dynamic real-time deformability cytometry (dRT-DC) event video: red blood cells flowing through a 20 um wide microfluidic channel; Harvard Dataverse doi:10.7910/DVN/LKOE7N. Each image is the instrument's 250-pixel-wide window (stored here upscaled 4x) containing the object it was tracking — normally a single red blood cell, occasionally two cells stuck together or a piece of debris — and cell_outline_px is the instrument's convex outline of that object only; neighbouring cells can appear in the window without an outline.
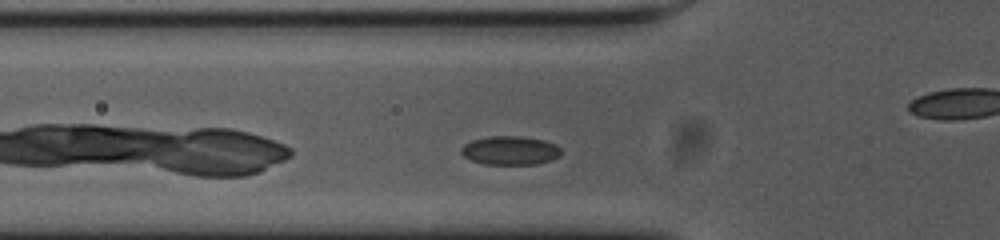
{"species": "common noctule bat (a hibernating species)", "species_latin": "Nyctalus noctula", "temperature_condition": "cold", "stored_images_in_passage": 32, "camera_frame_rate_fps": 3000, "um_per_image_px": 0.085, "animal": {"sex": "female", "body_mass_g": 23.0, "forearm_length_mm": 53.4}, "frame": {"image": 1, "passage_image": 4, "time_ms": 1.0, "image_size_px": [1000, 240], "cell_outline_px": [[560, 156], [552, 160], [536, 164], [484, 164], [472, 160], [464, 156], [460, 152], [460, 148], [464, 144], [472, 140], [488, 136], [520, 136], [544, 140], [556, 144], [560, 148]], "centroid_in_image_um": [43.36, 12.78], "position_along_channel_um": 82.4, "area_um2": 16.82}}
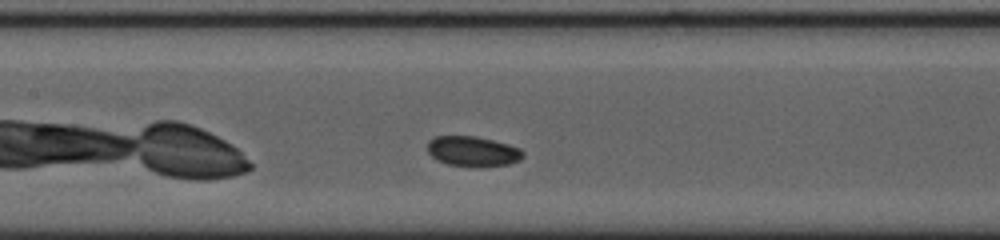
{"frame": {"image": 2, "passage_image": 11, "time_ms": 3.333, "image_size_px": [1000, 240], "cell_outline_px": [[524, 156], [520, 160], [508, 164], [480, 168], [476, 168], [448, 164], [436, 160], [428, 152], [428, 140], [436, 136], [476, 136], [508, 144], [520, 148], [524, 152]], "centroid_in_image_um": [40.2, 12.88], "position_along_channel_um": 167.2, "area_um2": 17.05}}
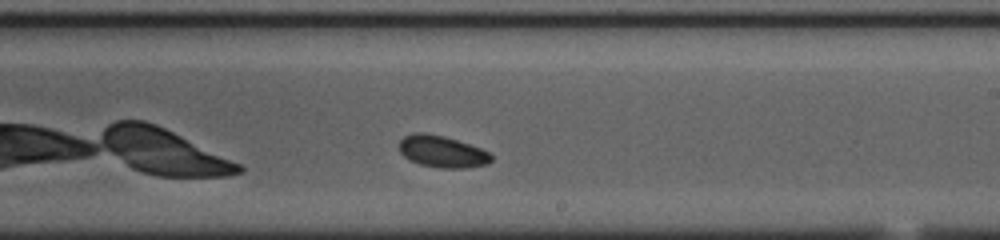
{"frame": {"image": 3, "passage_image": 18, "time_ms": 5.667, "image_size_px": [1000, 240], "cell_outline_px": [[492, 160], [488, 164], [464, 168], [440, 168], [420, 164], [404, 156], [400, 152], [400, 140], [404, 136], [412, 132], [424, 132], [444, 136], [480, 148], [488, 152], [492, 156]], "centroid_in_image_um": [37.57, 12.88], "position_along_channel_um": 251.4, "area_um2": 16.94}}